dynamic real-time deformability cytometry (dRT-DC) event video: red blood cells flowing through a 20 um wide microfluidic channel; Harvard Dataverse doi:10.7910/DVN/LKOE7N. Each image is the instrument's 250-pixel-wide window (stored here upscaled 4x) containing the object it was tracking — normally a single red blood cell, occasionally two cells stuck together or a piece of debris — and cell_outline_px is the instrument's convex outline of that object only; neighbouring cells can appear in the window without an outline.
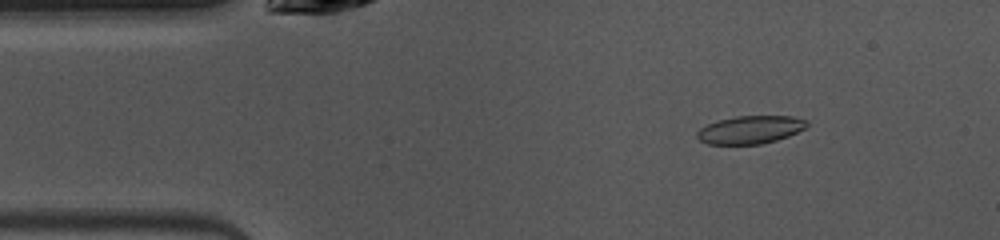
{"species": "common noctule bat (a hibernating species)", "species_latin": "Nyctalus noctula", "temperature_condition": "warm", "stored_images_in_passage": 39, "camera_frame_rate_fps": 3000, "um_per_image_px": 0.085, "animal": {"sex": "female", "body_mass_g": 10.0, "forearm_length_mm": 53.1}, "frame": {"image": 1, "passage_image": 6, "time_ms": 1.667, "image_size_px": [1000, 240], "cell_outline_px": [[808, 124], [804, 128], [788, 136], [776, 140], [760, 144], [708, 144], [700, 140], [696, 136], [696, 132], [700, 128], [708, 124], [720, 120], [736, 116], [792, 116], [808, 120]], "centroid_in_image_um": [63.77, 11.02], "position_along_channel_um": 21.2, "area_um2": 17.74}}
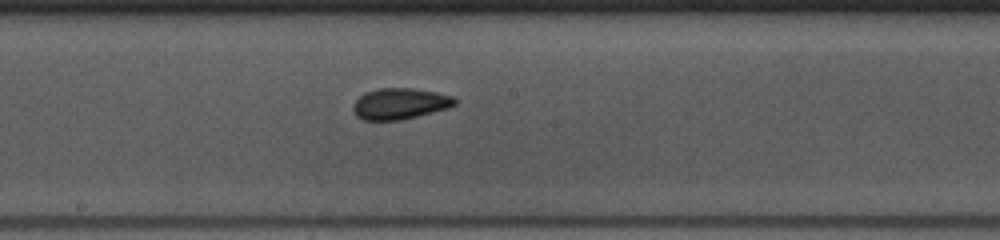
{"frame": {"image": 2, "passage_image": 24, "time_ms": 7.667, "image_size_px": [1000, 240], "cell_outline_px": [[456, 104], [448, 108], [400, 120], [364, 120], [356, 116], [352, 108], [352, 104], [364, 92], [380, 88], [412, 88], [436, 92], [452, 96], [456, 100]], "centroid_in_image_um": [33.96, 8.81], "position_along_channel_um": 214.2, "area_um2": 18.38}}
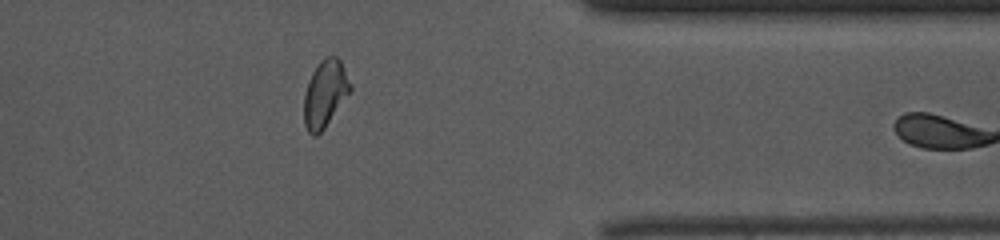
{"frame": {"image": 3, "passage_image": 38, "time_ms": 12.333, "image_size_px": [1000, 240], "cell_outline_px": [[352, 92], [324, 128], [316, 136], [312, 136], [308, 132], [304, 124], [304, 92], [308, 80], [312, 72], [320, 60], [328, 56], [336, 56], [340, 60], [352, 84]], "centroid_in_image_um": [27.64, 7.96], "position_along_channel_um": 383.8, "area_um2": 18.38}}